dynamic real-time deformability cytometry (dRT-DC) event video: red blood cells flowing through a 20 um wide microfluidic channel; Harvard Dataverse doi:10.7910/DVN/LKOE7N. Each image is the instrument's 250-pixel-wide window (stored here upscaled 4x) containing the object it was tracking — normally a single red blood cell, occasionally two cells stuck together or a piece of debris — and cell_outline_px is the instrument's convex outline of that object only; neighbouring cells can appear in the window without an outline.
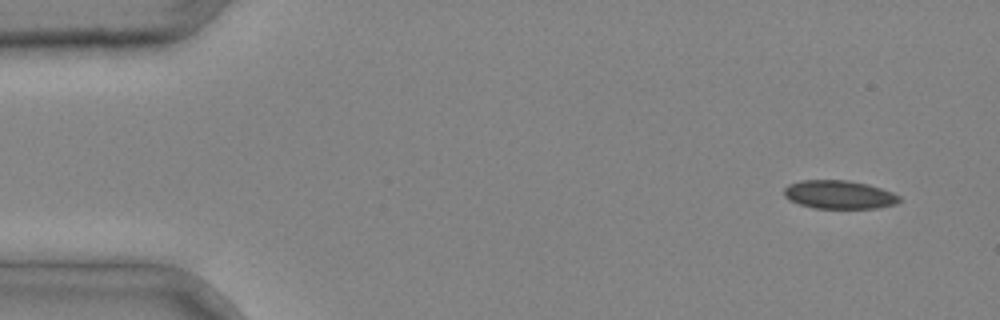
{"species": "common noctule bat (a hibernating species)", "species_latin": "Nyctalus noctula", "temperature_condition": "cold", "stored_images_in_passage": 3, "camera_frame_rate_fps": 3000, "um_per_image_px": 0.085, "animal": {"sex": "male", "body_mass_g": 20.4}, "frame": {"image": 1, "passage_image": 1, "time_ms": 0.0, "image_size_px": [1000, 320], "cell_outline_px": [[900, 200], [896, 204], [876, 208], [812, 208], [800, 204], [784, 196], [784, 188], [788, 184], [800, 180], [848, 180], [868, 184], [892, 192], [900, 196]], "centroid_in_image_um": [71.32, 16.53], "position_along_channel_um": 13.7, "area_um2": 19.07}}